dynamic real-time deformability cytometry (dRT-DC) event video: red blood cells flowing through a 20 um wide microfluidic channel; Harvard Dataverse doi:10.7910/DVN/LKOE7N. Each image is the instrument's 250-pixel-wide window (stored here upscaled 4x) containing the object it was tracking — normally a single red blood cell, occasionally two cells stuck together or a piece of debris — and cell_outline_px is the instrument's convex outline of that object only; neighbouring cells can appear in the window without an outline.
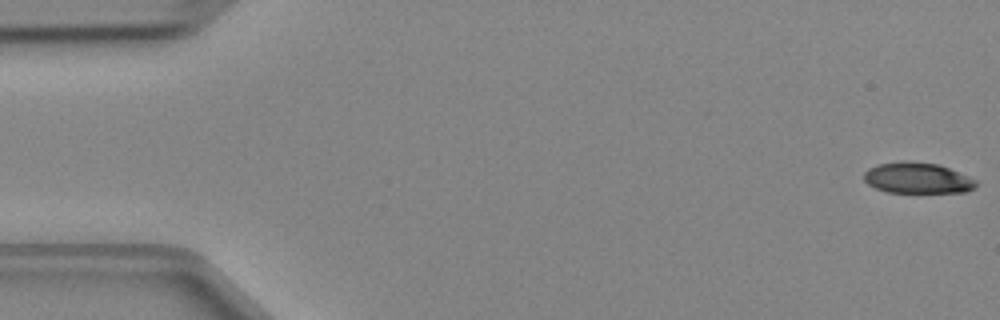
{"species": "Egyptian fruit bat (a non-hibernating species)", "species_latin": "Rousettus aegyptiacus", "temperature_condition": "cold", "stored_images_in_passage": 6, "camera_frame_rate_fps": 3000, "um_per_image_px": 0.085, "animal": {"sex": "female"}, "frame": {"image": 1, "passage_image": 1, "time_ms": 0.0, "image_size_px": [1000, 320], "cell_outline_px": [[976, 188], [964, 192], [888, 192], [876, 188], [868, 184], [864, 180], [864, 172], [868, 168], [876, 164], [900, 160], [904, 160], [940, 164], [968, 176], [976, 180]], "centroid_in_image_um": [77.96, 15.11], "position_along_channel_um": 7.0, "area_um2": 20.35}}